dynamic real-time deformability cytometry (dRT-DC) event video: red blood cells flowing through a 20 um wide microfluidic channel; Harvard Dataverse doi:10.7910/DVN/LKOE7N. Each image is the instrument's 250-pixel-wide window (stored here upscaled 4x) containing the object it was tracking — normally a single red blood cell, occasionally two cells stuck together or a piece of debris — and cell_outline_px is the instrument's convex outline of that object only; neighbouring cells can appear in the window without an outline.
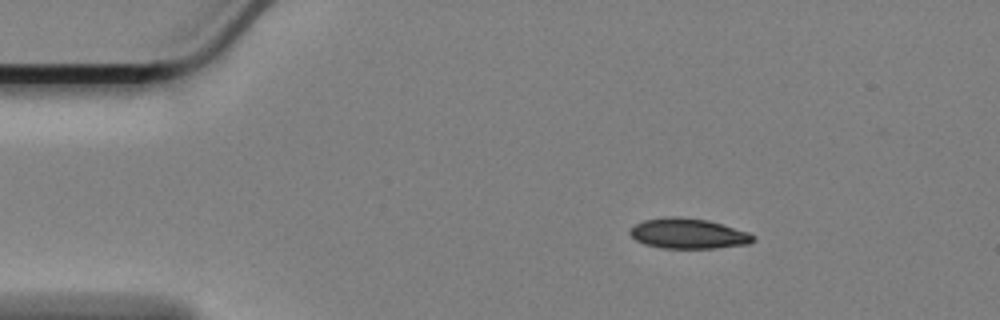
{"species": "Egyptian fruit bat (a non-hibernating species)", "species_latin": "Rousettus aegyptiacus", "temperature_condition": "cold", "stored_images_in_passage": 50, "camera_frame_rate_fps": 3000, "um_per_image_px": 0.085, "animal": {"sex": "female"}, "frame": {"image": 1, "passage_image": 1, "time_ms": 0.0, "image_size_px": [1000, 320], "cell_outline_px": [[756, 240], [748, 244], [716, 248], [660, 248], [644, 244], [636, 240], [628, 232], [636, 224], [644, 220], [668, 216], [676, 216], [708, 220], [748, 232]], "centroid_in_image_um": [58.48, 19.85], "position_along_channel_um": 26.5, "area_um2": 21.62}}
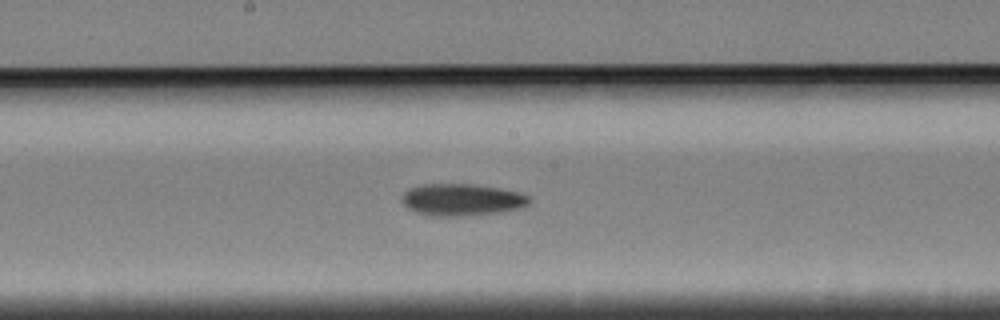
{"frame": {"image": 2, "passage_image": 22, "time_ms": 7.0, "image_size_px": [1000, 320], "cell_outline_px": [[532, 200], [524, 208], [500, 212], [460, 216], [428, 216], [416, 212], [408, 208], [400, 200], [404, 192], [408, 188], [424, 184], [472, 184], [500, 188], [520, 192], [528, 196]], "centroid_in_image_um": [39.26, 16.98], "position_along_channel_um": 208.9, "area_um2": 23.99}}
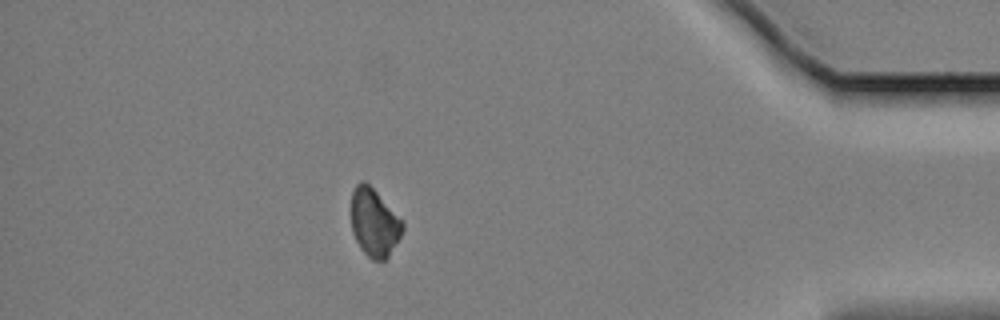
{"frame": {"image": 3, "passage_image": 43, "time_ms": 14.0, "image_size_px": [1000, 320], "cell_outline_px": [[404, 228], [388, 260], [372, 260], [360, 248], [352, 232], [352, 192], [356, 184], [360, 180], [364, 180], [404, 220]], "centroid_in_image_um": [31.83, 18.94], "position_along_channel_um": 403.4, "area_um2": 20.46}, "authors_computed_cell_mechanics": {"area_um2": 22.3108, "velocity_mm_per_s": 3.4, "shape_relaxation_time_tau1_ms": 7.9075, "shape_relaxation_time_tau2_ms": null, "deformation_change_tau1": 0.1094, "deformation_change_tau2": null}}